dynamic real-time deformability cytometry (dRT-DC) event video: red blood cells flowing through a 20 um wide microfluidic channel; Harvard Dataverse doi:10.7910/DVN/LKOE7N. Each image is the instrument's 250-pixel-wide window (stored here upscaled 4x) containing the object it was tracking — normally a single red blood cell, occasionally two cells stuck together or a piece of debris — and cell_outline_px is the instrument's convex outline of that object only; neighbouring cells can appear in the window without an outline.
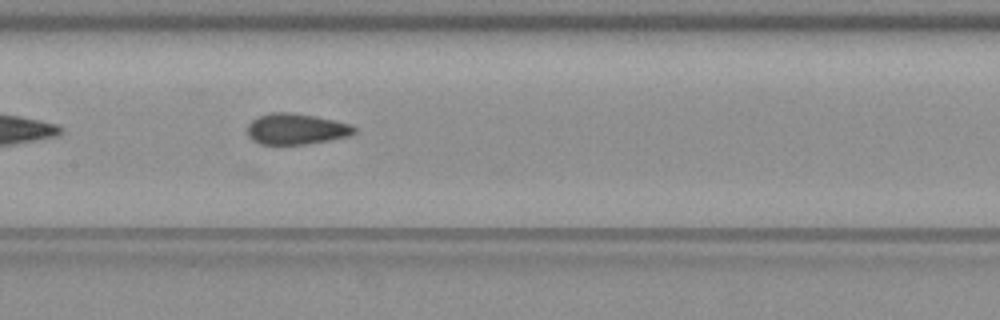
{"species": "common noctule bat (a hibernating species)", "species_latin": "Nyctalus noctula", "temperature_condition": "warm", "stored_images_in_passage": 34, "camera_frame_rate_fps": 3000, "um_per_image_px": 0.085, "animal": {"sex": "female", "body_mass_g": 19.3, "forearm_length_mm": 54.1}, "frame": {"image": 1, "passage_image": 15, "time_ms": 4.667, "image_size_px": [1000, 320], "cell_outline_px": [[356, 132], [348, 136], [328, 140], [304, 144], [260, 144], [252, 140], [248, 136], [248, 124], [252, 120], [260, 116], [272, 112], [292, 112], [352, 124], [356, 128]], "centroid_in_image_um": [25.16, 10.96], "position_along_channel_um": 182.2, "area_um2": 19.07}, "authors_computed_cell_mechanics": {"area_um2": 18.8139, "velocity_mm_per_s": 3.7945, "shape_relaxation_time_tau1_ms": 0.6411, "shape_relaxation_time_tau2_ms": null, "deformation_change_tau1": 0.0707, "deformation_change_tau2": null}}